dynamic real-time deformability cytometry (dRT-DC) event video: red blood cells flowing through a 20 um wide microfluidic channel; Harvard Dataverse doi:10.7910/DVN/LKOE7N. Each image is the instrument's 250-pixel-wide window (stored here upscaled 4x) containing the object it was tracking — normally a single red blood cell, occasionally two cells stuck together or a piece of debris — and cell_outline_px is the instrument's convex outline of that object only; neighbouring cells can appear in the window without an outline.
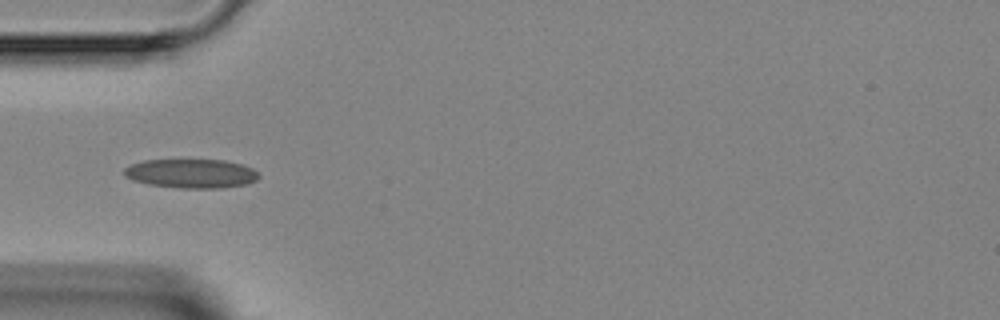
{"species": "Egyptian fruit bat (a non-hibernating species)", "species_latin": "Rousettus aegyptiacus", "temperature_condition": "room temperature", "stored_images_in_passage": 3, "camera_frame_rate_fps": 3000, "um_per_image_px": 0.085, "animal": {"sex": "female"}, "frame": {"image": 1, "passage_image": 3, "time_ms": 2.0, "image_size_px": [1000, 320], "cell_outline_px": [[260, 176], [256, 180], [248, 184], [220, 188], [180, 188], [148, 184], [132, 180], [124, 176], [124, 168], [132, 164], [144, 160], [224, 160], [240, 164], [252, 168]], "centroid_in_image_um": [16.24, 14.75], "position_along_channel_um": 68.8, "area_um2": 22.77}}